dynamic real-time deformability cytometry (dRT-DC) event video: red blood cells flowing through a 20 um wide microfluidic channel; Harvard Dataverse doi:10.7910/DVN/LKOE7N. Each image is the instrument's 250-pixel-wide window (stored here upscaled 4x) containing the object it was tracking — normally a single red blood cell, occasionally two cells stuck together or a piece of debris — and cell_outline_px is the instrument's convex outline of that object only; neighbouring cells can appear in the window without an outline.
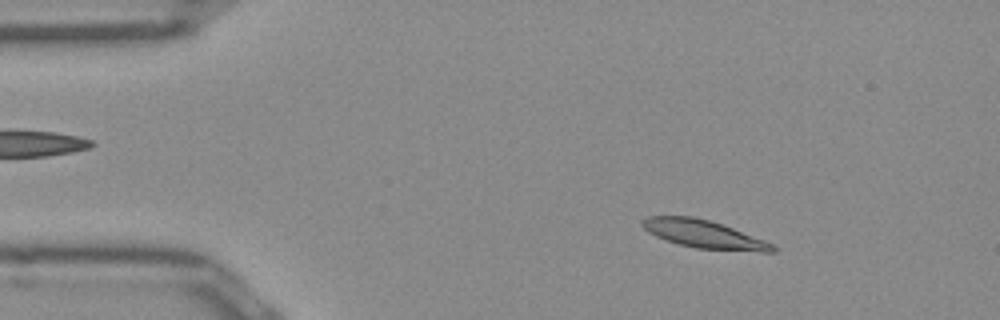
{"species": "Egyptian fruit bat (a non-hibernating species)", "species_latin": "Rousettus aegyptiacus", "temperature_condition": "room temperature", "stored_images_in_passage": 50, "camera_frame_rate_fps": 3000, "um_per_image_px": 0.085, "frame": {"image": 1, "passage_image": 7, "time_ms": 2.0, "image_size_px": [1000, 320], "cell_outline_px": [[776, 252], [760, 252], [696, 248], [680, 244], [656, 236], [648, 232], [640, 224], [640, 220], [648, 216], [692, 216], [708, 220], [732, 228], [764, 240], [772, 244], [776, 248]], "centroid_in_image_um": [59.8, 19.9], "position_along_channel_um": 25.2, "area_um2": 20.98}}
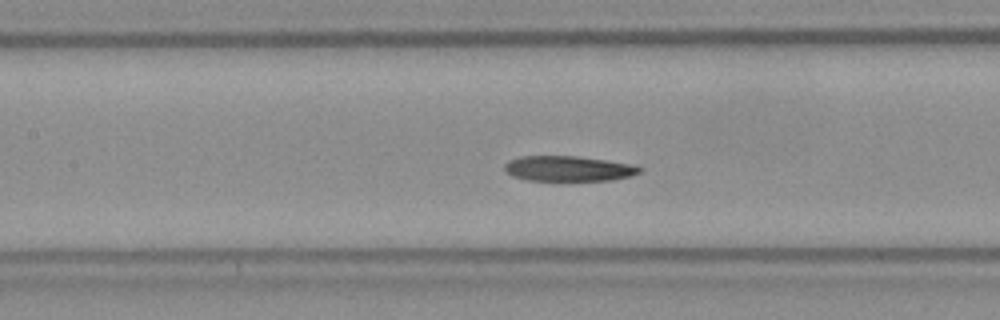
{"frame": {"image": 2, "passage_image": 22, "time_ms": 7.0, "image_size_px": [1000, 320], "cell_outline_px": [[644, 168], [640, 172], [632, 176], [612, 180], [528, 180], [512, 176], [504, 172], [504, 164], [508, 160], [520, 156], [576, 156], [604, 160], [628, 164]], "centroid_in_image_um": [48.26, 14.33], "position_along_channel_um": 159.1, "area_um2": 19.83}}
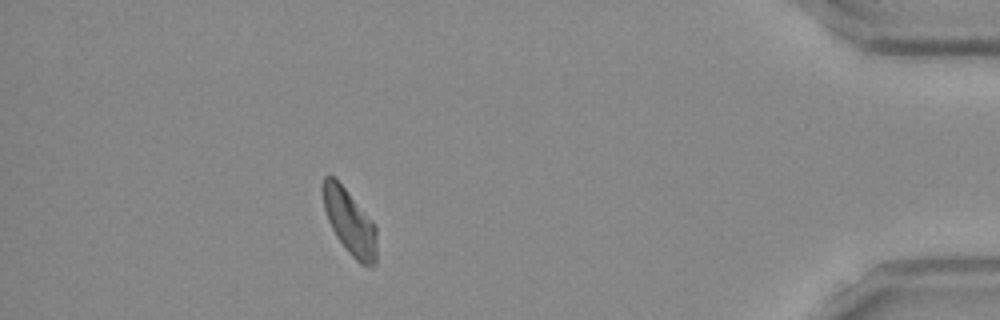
{"frame": {"image": 3, "passage_image": 45, "time_ms": 14.667, "image_size_px": [1000, 320], "cell_outline_px": [[376, 264], [368, 268], [360, 264], [348, 252], [336, 236], [328, 220], [324, 208], [324, 176], [332, 176], [344, 188], [372, 220], [376, 228]], "centroid_in_image_um": [29.76, 18.96], "position_along_channel_um": 405.4, "area_um2": 19.94}, "authors_computed_cell_mechanics": {"area_um2": 20.7213, "velocity_mm_per_s": 3.9227, "shape_relaxation_time_tau1_ms": 4.4073, "shape_relaxation_time_tau2_ms": 4.7852, "deformation_change_tau1": 0.1287, "deformation_change_tau2": 0.0788}}